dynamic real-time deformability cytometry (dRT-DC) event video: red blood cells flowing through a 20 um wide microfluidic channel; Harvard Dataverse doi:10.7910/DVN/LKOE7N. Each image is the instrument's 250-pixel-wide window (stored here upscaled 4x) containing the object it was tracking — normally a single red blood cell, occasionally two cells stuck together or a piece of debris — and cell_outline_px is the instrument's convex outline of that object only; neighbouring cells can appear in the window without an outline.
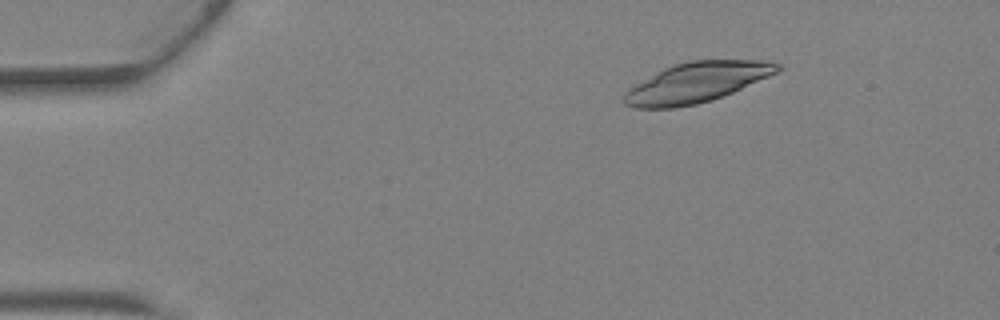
{"species": "Egyptian fruit bat (a non-hibernating species)", "species_latin": "Rousettus aegyptiacus", "temperature_condition": "warm", "stored_images_in_passage": 28, "camera_frame_rate_fps": 3000, "um_per_image_px": 0.085, "animal": {"sex": "female"}, "frame": {"image": 1, "passage_image": 3, "time_ms": 0.667, "image_size_px": [1000, 320], "cell_outline_px": [[784, 68], [768, 76], [732, 92], [712, 100], [696, 104], [676, 108], [632, 108], [624, 104], [620, 100], [624, 92], [632, 84], [664, 68], [688, 60], [772, 60], [780, 64]], "centroid_in_image_um": [59.15, 7.01], "position_along_channel_um": 25.9, "area_um2": 36.13}}